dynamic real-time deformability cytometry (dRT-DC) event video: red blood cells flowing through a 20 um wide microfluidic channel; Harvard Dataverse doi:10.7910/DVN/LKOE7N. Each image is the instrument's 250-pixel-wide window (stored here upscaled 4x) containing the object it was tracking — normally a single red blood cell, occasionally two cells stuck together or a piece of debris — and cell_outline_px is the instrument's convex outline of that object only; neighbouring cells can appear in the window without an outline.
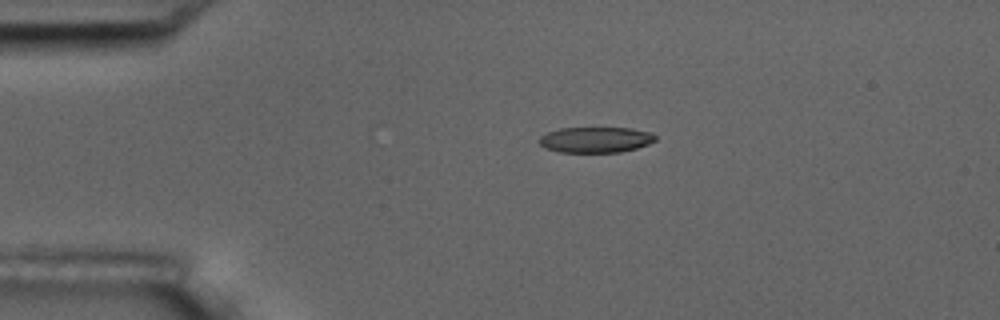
{"species": "common noctule bat (a hibernating species)", "species_latin": "Nyctalus noctula", "temperature_condition": "room temperature", "stored_images_in_passage": 4, "camera_frame_rate_fps": 3000, "um_per_image_px": 0.085, "animal": {"sex": "male", "body_mass_g": 17.5, "forearm_length_mm": 52.3}, "frame": {"image": 1, "passage_image": 2, "time_ms": 2.0, "image_size_px": [1000, 320], "cell_outline_px": [[656, 140], [648, 144], [636, 148], [620, 152], [560, 152], [544, 148], [536, 140], [540, 136], [548, 132], [560, 128], [632, 128], [652, 132], [656, 136]], "centroid_in_image_um": [50.61, 11.87], "position_along_channel_um": 34.4, "area_um2": 17.51}}
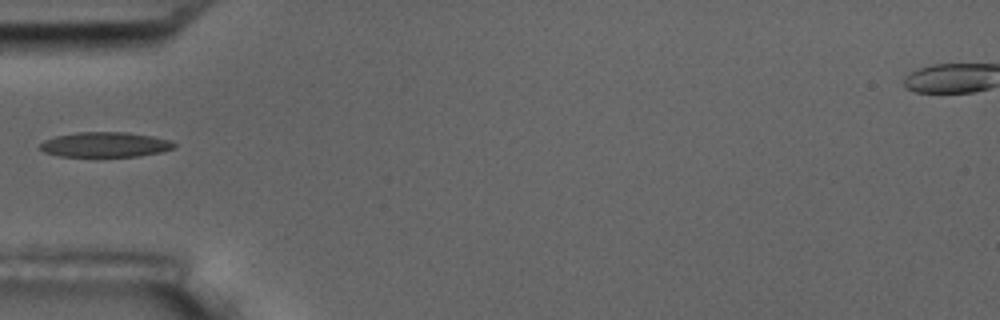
{"frame": {"image": 2, "passage_image": 4, "time_ms": 4.333, "image_size_px": [1000, 320], "cell_outline_px": [[176, 148], [160, 152], [140, 156], [60, 156], [44, 152], [40, 148], [40, 144], [44, 140], [56, 136], [76, 132], [124, 132], [152, 136], [168, 140], [176, 144]], "centroid_in_image_um": [8.94, 12.29], "position_along_channel_um": 76.1, "area_um2": 19.42}}